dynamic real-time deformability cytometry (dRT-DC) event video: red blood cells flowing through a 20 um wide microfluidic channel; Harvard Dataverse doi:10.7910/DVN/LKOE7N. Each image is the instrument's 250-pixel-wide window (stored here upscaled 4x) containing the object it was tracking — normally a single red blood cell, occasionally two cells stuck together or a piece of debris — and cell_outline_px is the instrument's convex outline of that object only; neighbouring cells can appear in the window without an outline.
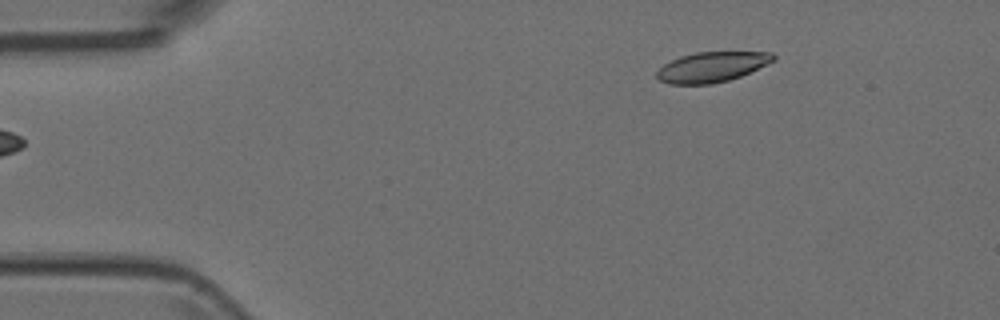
{"species": "Egyptian fruit bat (a non-hibernating species)", "species_latin": "Rousettus aegyptiacus", "temperature_condition": "room temperature", "stored_images_in_passage": 2, "camera_frame_rate_fps": 3000, "um_per_image_px": 0.085, "animal": {"sex": "female"}, "frame": {"image": 1, "passage_image": 2, "time_ms": 0.333, "image_size_px": [1000, 320], "cell_outline_px": [[776, 60], [740, 76], [728, 80], [712, 84], [668, 84], [660, 80], [656, 76], [656, 72], [664, 64], [680, 56], [696, 52], [772, 52], [776, 56]], "centroid_in_image_um": [60.51, 5.69], "position_along_channel_um": 24.5, "area_um2": 20.4}}